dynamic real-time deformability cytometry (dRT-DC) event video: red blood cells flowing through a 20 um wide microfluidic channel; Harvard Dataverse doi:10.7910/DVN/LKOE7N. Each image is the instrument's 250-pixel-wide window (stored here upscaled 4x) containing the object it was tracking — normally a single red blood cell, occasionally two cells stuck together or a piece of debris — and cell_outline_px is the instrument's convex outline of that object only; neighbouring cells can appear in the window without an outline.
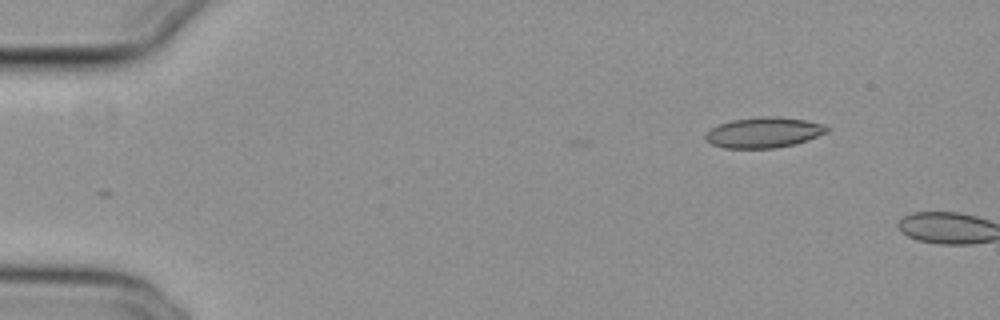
{"species": "common noctule bat (a hibernating species)", "species_latin": "Nyctalus noctula", "temperature_condition": "cold", "stored_images_in_passage": 3, "camera_frame_rate_fps": 3000, "um_per_image_px": 0.085, "animal": {"sex": "female", "body_mass_g": 29.2, "forearm_length_mm": 56.3}, "frame": {"image": 1, "passage_image": 1, "time_ms": 0.0, "image_size_px": [1000, 320], "cell_outline_px": [[828, 132], [808, 140], [776, 148], [724, 148], [712, 144], [704, 140], [704, 132], [720, 124], [732, 120], [764, 116], [776, 116], [804, 120], [820, 124], [828, 128]], "centroid_in_image_um": [64.86, 11.27], "position_along_channel_um": 20.1, "area_um2": 21.44}}